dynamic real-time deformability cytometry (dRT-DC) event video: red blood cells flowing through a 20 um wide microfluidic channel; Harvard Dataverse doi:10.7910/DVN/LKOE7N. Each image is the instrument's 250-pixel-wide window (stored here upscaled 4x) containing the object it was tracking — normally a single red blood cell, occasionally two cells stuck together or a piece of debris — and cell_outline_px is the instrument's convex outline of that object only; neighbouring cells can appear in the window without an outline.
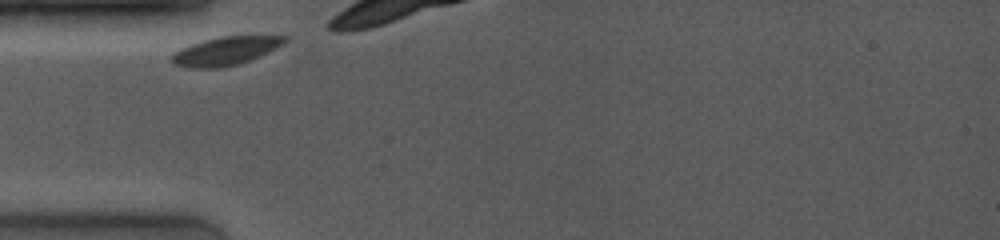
{"species": "common noctule bat (a hibernating species)", "species_latin": "Nyctalus noctula", "temperature_condition": "room temperature", "stored_images_in_passage": 5, "camera_frame_rate_fps": 4000, "um_per_image_px": 0.085, "animal": {"sex": "female", "body_mass_g": 19.0, "forearm_length_mm": 53.3}, "frame": {"image": 1, "passage_image": 1, "time_ms": 0.0, "image_size_px": [1000, 240], "cell_outline_px": [[288, 40], [284, 44], [268, 52], [240, 64], [220, 68], [192, 68], [176, 64], [172, 60], [172, 56], [180, 48], [204, 40], [220, 36], [288, 36]], "centroid_in_image_um": [19.21, 4.33], "position_along_channel_um": 65.8, "area_um2": 18.5}}